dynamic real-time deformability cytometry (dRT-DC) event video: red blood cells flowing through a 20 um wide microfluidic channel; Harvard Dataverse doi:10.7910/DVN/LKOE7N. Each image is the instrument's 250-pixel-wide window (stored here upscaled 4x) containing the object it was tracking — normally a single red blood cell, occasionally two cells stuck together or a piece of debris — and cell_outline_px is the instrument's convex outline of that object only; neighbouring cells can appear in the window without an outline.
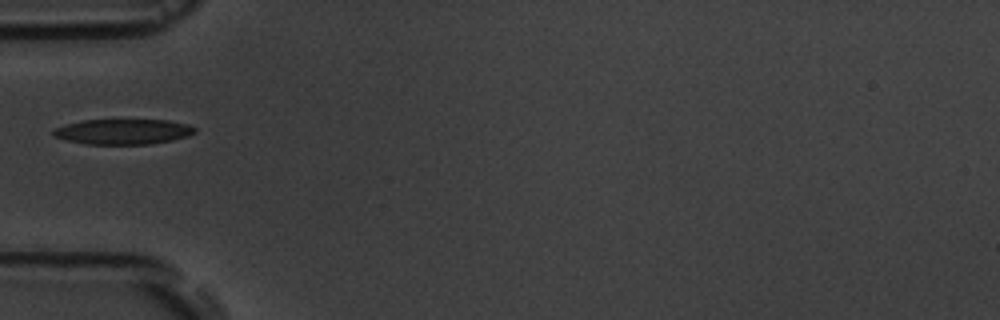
{"species": "common noctule bat (a hibernating species)", "species_latin": "Nyctalus noctula", "temperature_condition": "room temperature", "stored_images_in_passage": 4, "camera_frame_rate_fps": 3000, "um_per_image_px": 0.085, "animal": {"sex": "male", "body_mass_g": 19.5, "forearm_length_mm": 54.6}, "frame": {"image": 1, "passage_image": 1, "time_ms": 0.0, "image_size_px": [1000, 320], "cell_outline_px": [[196, 132], [188, 136], [172, 140], [152, 144], [84, 144], [68, 140], [56, 136], [52, 132], [56, 128], [64, 124], [84, 120], [168, 120], [188, 124], [196, 128]], "centroid_in_image_um": [10.51, 11.19], "position_along_channel_um": 74.5, "area_um2": 20.81}}
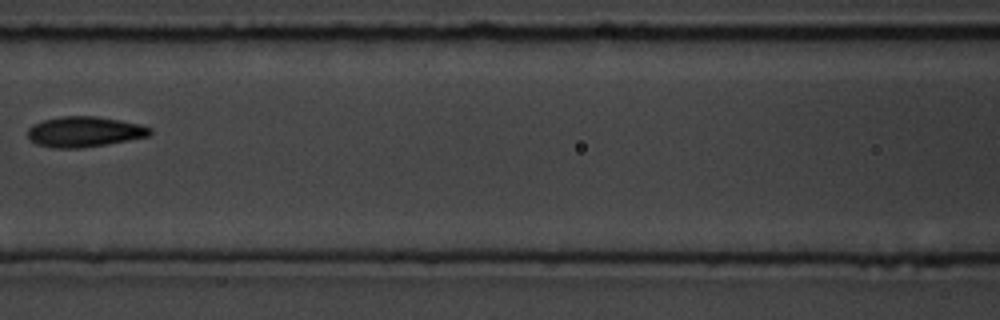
{"frame": {"image": 2, "passage_image": 3, "time_ms": 2.333, "image_size_px": [1000, 320], "cell_outline_px": [[152, 132], [148, 136], [108, 144], [80, 148], [56, 148], [36, 144], [28, 136], [28, 128], [32, 124], [44, 120], [64, 116], [96, 116], [120, 120], [140, 124], [152, 128]], "centroid_in_image_um": [7.18, 11.2], "position_along_channel_um": 159.4, "area_um2": 21.62}}
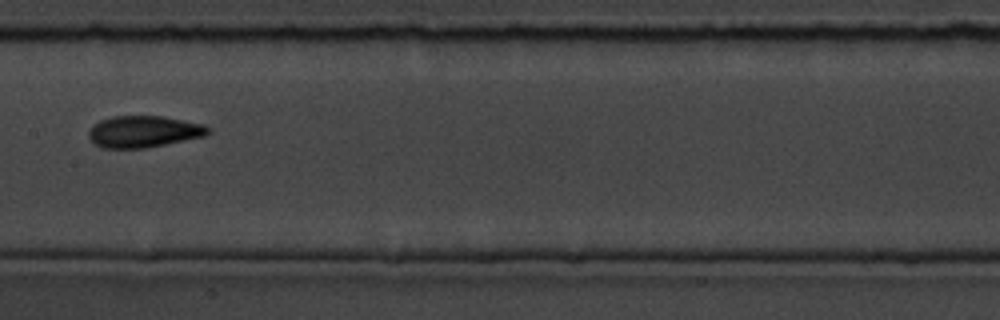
{"frame": {"image": 3, "passage_image": 4, "time_ms": 3.333, "image_size_px": [1000, 320], "cell_outline_px": [[208, 132], [204, 136], [144, 148], [100, 148], [88, 136], [88, 132], [100, 120], [112, 116], [164, 116], [204, 124], [208, 128]], "centroid_in_image_um": [12.19, 11.18], "position_along_channel_um": 195.2, "area_um2": 21.73}}